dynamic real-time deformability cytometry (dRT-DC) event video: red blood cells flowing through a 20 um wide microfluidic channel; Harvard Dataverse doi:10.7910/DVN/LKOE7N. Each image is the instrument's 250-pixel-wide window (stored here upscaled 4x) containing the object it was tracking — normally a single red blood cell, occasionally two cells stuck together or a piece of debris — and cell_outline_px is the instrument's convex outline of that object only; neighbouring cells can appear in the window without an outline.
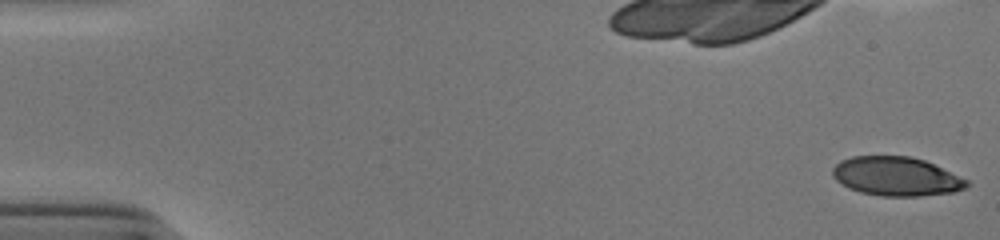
{"species": "human", "species_latin": "Homo sapiens", "temperature_condition": "cold", "stored_images_in_passage": 49, "camera_frame_rate_fps": 3000, "um_per_image_px": 0.085, "donor": {"sex": "male"}, "frame": {"image": 1, "passage_image": 1, "time_ms": 0.0, "image_size_px": [1000, 240], "cell_outline_px": [[968, 184], [964, 188], [952, 192], [920, 196], [880, 196], [860, 192], [848, 188], [836, 180], [832, 176], [832, 168], [840, 160], [852, 156], [912, 156], [924, 160], [968, 180]], "centroid_in_image_um": [76.13, 14.99], "position_along_channel_um": 8.9, "area_um2": 30.4}}
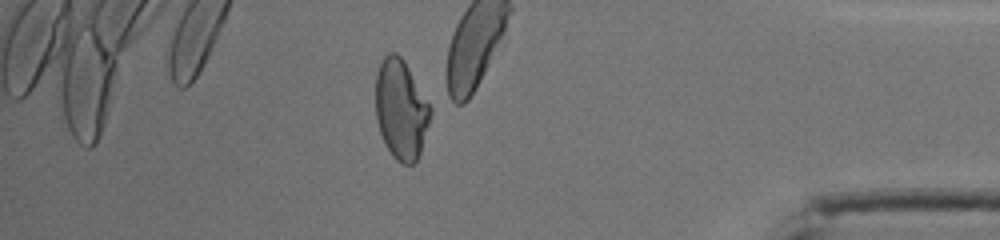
{"frame": {"image": 2, "passage_image": 46, "time_ms": 15.0, "image_size_px": [1000, 240], "cell_outline_px": [[432, 112], [420, 152], [416, 160], [412, 164], [404, 164], [396, 160], [392, 156], [380, 132], [376, 120], [376, 72], [384, 56], [388, 52], [396, 52], [404, 60], [432, 108]], "centroid_in_image_um": [34.08, 9.27], "position_along_channel_um": 401.1, "area_um2": 31.67}, "authors_computed_cell_mechanics": {"area_um2": 32.5992, "velocity_mm_per_s": 3.9262, "shape_relaxation_time_tau1_ms": 10.0158, "shape_relaxation_time_tau2_ms": 1.2146, "deformation_change_tau1": 0.2684, "deformation_change_tau2": 0.084}}